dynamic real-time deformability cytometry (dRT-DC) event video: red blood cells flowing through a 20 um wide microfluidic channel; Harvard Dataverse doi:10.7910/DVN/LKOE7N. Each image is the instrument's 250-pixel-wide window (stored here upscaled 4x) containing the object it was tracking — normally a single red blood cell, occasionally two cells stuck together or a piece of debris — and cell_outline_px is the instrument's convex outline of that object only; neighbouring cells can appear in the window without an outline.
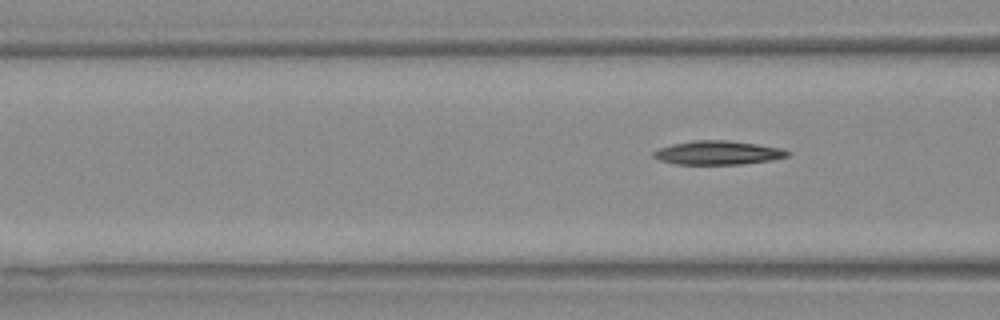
{"species": "Egyptian fruit bat (a non-hibernating species)", "species_latin": "Rousettus aegyptiacus", "temperature_condition": "warm", "stored_images_in_passage": 7, "segment_of_instrument_passage": [2, 2], "camera_frame_rate_fps": 3000, "um_per_image_px": 0.085, "animal": {"sex": "female"}, "frame": {"image": 1, "passage_image": 7, "time_ms": 2.0, "image_size_px": [1000, 320], "cell_outline_px": [[788, 156], [772, 160], [740, 164], [676, 164], [660, 160], [652, 156], [652, 152], [660, 148], [672, 144], [692, 140], [728, 140], [756, 144], [780, 148], [788, 152]], "centroid_in_image_um": [60.98, 12.98], "position_along_channel_um": 105.6, "area_um2": 18.44}}